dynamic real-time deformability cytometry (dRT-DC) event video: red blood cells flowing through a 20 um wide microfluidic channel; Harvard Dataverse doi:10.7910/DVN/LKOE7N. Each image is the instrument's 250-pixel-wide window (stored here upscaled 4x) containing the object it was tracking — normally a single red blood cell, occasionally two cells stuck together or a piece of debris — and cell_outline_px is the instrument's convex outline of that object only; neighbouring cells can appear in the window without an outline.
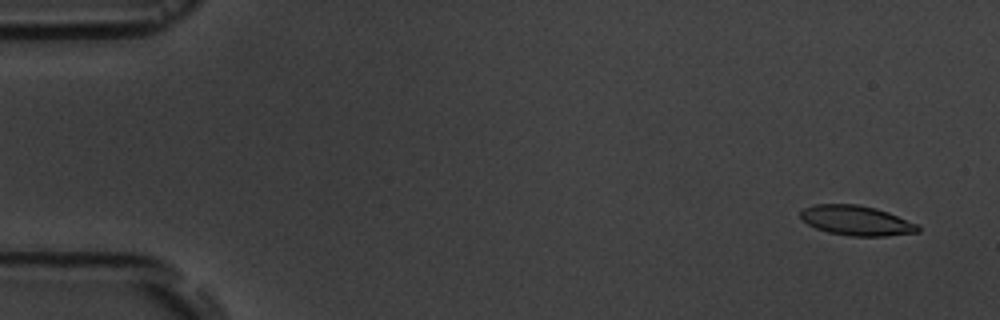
{"species": "common noctule bat (a hibernating species)", "species_latin": "Nyctalus noctula", "temperature_condition": "room temperature", "stored_images_in_passage": 56, "camera_frame_rate_fps": 3000, "um_per_image_px": 0.085, "animal": {"sex": "male", "body_mass_g": 19.5, "forearm_length_mm": 54.6}, "frame": {"image": 1, "passage_image": 3, "time_ms": 0.667, "image_size_px": [1000, 320], "cell_outline_px": [[920, 232], [884, 236], [852, 236], [828, 232], [816, 228], [808, 224], [800, 216], [800, 212], [804, 208], [816, 204], [856, 204], [876, 208], [888, 212], [920, 224]], "centroid_in_image_um": [72.84, 18.74], "position_along_channel_um": 12.2, "area_um2": 20.46}}
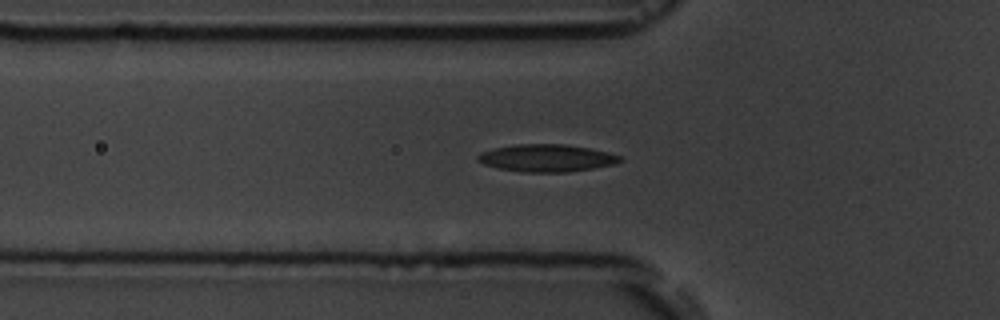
{"frame": {"image": 2, "passage_image": 19, "time_ms": 6.0, "image_size_px": [1000, 320], "cell_outline_px": [[624, 160], [616, 164], [568, 172], [524, 172], [500, 168], [484, 164], [476, 160], [476, 156], [480, 152], [496, 148], [516, 144], [564, 144], [588, 148], [608, 152], [620, 156]], "centroid_in_image_um": [46.47, 13.43], "position_along_channel_um": 79.3, "area_um2": 22.6}}
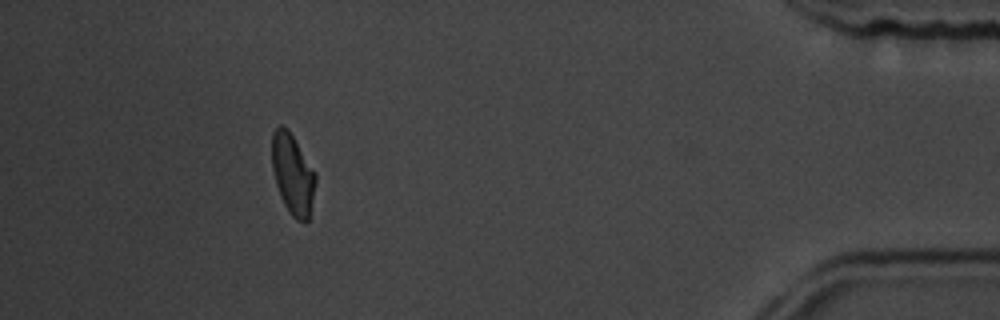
{"frame": {"image": 3, "passage_image": 51, "time_ms": 16.667, "image_size_px": [1000, 320], "cell_outline_px": [[316, 180], [308, 220], [304, 224], [296, 220], [288, 212], [280, 196], [276, 184], [272, 168], [272, 132], [280, 124], [288, 128], [316, 172]], "centroid_in_image_um": [24.87, 14.8], "position_along_channel_um": 410.3, "area_um2": 20.63}, "authors_computed_cell_mechanics": {"area_um2": 21.097, "velocity_mm_per_s": 3.633, "shape_relaxation_time_tau1_ms": 6.7656, "shape_relaxation_time_tau2_ms": 3.4908, "deformation_change_tau1": 0.1599, "deformation_change_tau2": 0.0885}}